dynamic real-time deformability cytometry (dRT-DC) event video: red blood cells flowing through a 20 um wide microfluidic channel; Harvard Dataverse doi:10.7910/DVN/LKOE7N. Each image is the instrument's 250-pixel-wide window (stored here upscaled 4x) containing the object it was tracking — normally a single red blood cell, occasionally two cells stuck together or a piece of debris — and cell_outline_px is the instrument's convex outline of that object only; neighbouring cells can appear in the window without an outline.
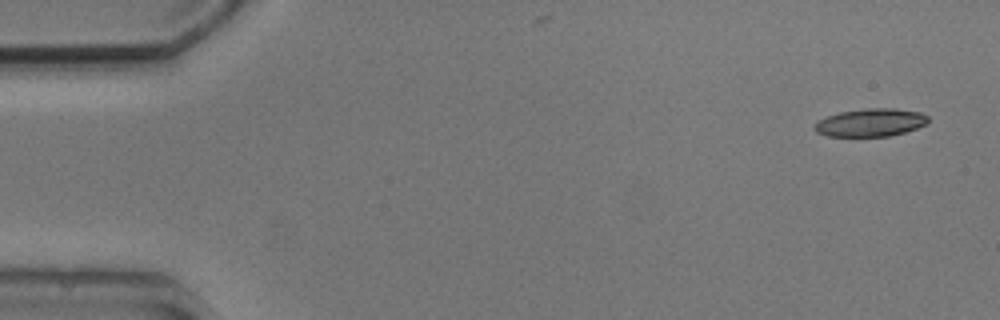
{"species": "common noctule bat (a hibernating species)", "species_latin": "Nyctalus noctula", "temperature_condition": "cold", "stored_images_in_passage": 10, "camera_frame_rate_fps": 3000, "um_per_image_px": 0.085, "animal": {"sex": "male", "body_mass_g": 20.5, "forearm_length_mm": 52.5}, "frame": {"image": 1, "passage_image": 1, "time_ms": 0.0, "image_size_px": [1000, 320], "cell_outline_px": [[928, 124], [904, 132], [888, 136], [828, 136], [816, 132], [812, 128], [820, 120], [828, 116], [840, 112], [868, 108], [896, 108], [920, 112], [928, 116]], "centroid_in_image_um": [74.02, 10.41], "position_along_channel_um": 11.0, "area_um2": 18.38}}
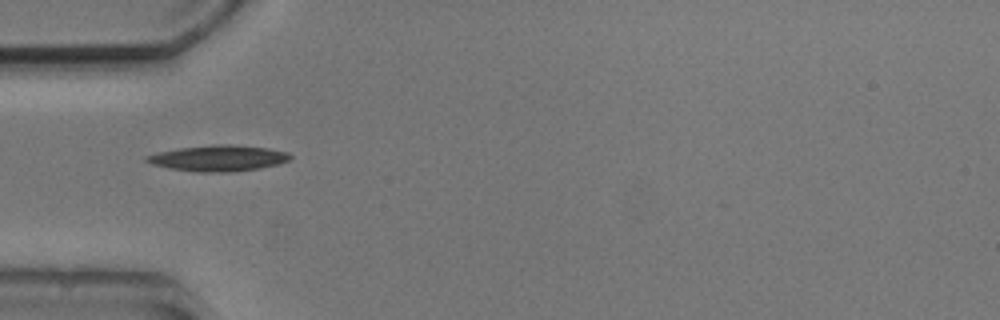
{"frame": {"image": 2, "passage_image": 4, "time_ms": 4.667, "image_size_px": [1000, 320], "cell_outline_px": [[292, 156], [288, 160], [280, 164], [260, 168], [236, 172], [196, 172], [168, 168], [152, 164], [144, 160], [144, 156], [160, 152], [180, 148], [212, 144], [228, 144], [268, 148], [288, 152]], "centroid_in_image_um": [18.57, 13.45], "position_along_channel_um": 66.4, "area_um2": 21.85}}
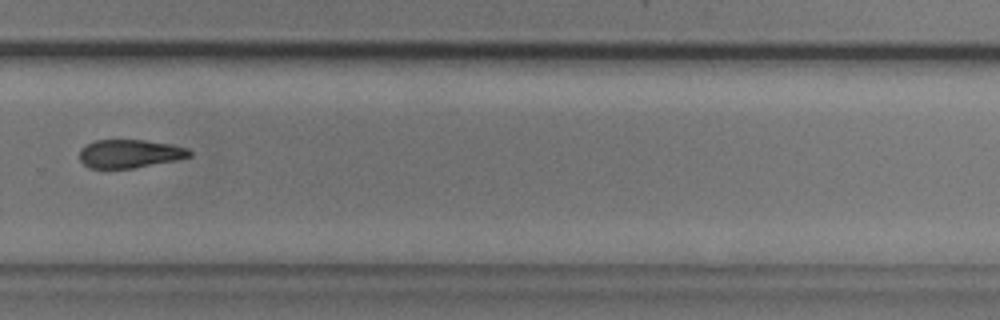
{"frame": {"image": 3, "passage_image": 10, "time_ms": 11.333, "image_size_px": [1000, 320], "cell_outline_px": [[192, 156], [176, 160], [132, 168], [88, 168], [80, 160], [80, 148], [84, 144], [96, 140], [144, 140], [172, 144], [188, 148], [192, 152]], "centroid_in_image_um": [11.02, 13.05], "position_along_channel_um": 318.8, "area_um2": 18.26}}